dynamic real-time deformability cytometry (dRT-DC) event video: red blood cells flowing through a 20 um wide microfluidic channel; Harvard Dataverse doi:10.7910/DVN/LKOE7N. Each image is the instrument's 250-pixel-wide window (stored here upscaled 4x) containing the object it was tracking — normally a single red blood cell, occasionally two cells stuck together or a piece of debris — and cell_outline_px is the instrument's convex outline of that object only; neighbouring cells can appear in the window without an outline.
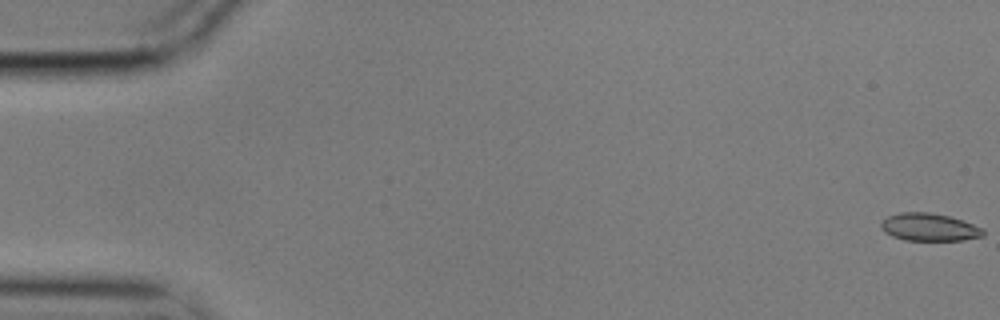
{"species": "common noctule bat (a hibernating species)", "species_latin": "Nyctalus noctula", "temperature_condition": "cold", "stored_images_in_passage": 53, "camera_frame_rate_fps": 3000, "um_per_image_px": 0.085, "animal": {"sex": "male", "body_mass_g": 17.9}, "frame": {"image": 1, "passage_image": 1, "time_ms": 0.0, "image_size_px": [1000, 320], "cell_outline_px": [[984, 236], [964, 240], [904, 240], [892, 236], [884, 232], [880, 228], [880, 220], [888, 216], [900, 212], [928, 212], [948, 216], [984, 228]], "centroid_in_image_um": [78.94, 19.31], "position_along_channel_um": 6.1, "area_um2": 16.53}}
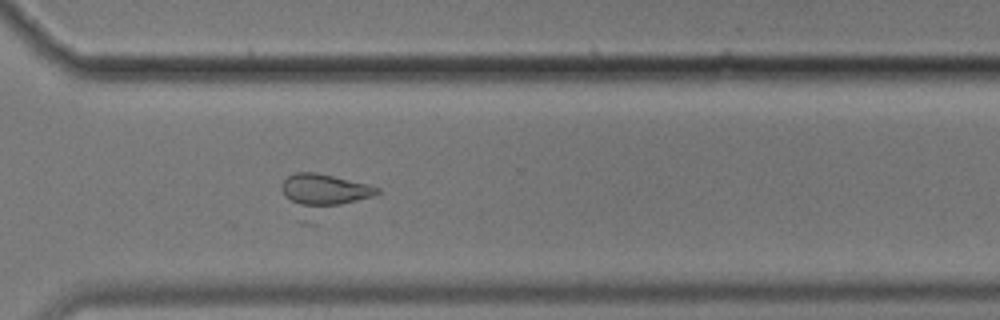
{"frame": {"image": 2, "passage_image": 42, "time_ms": 13.667, "image_size_px": [1000, 320], "cell_outline_px": [[380, 192], [316, 224], [296, 224], [280, 188], [280, 184], [288, 176], [296, 172], [316, 172], [368, 184], [380, 188]], "centroid_in_image_um": [27.37, 16.63], "position_along_channel_um": 343.2, "area_um2": 24.04}}
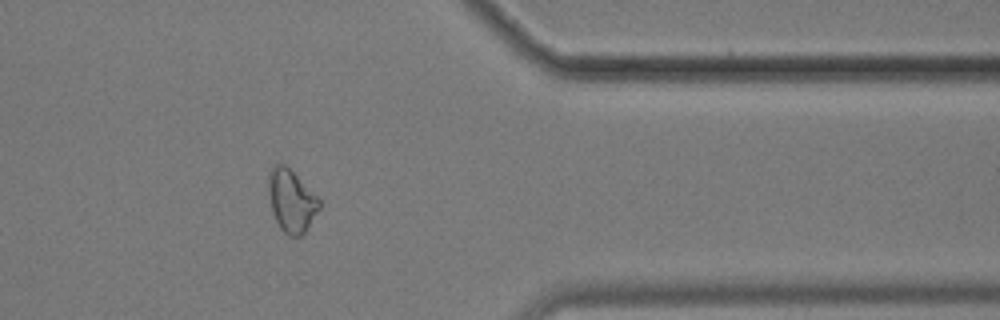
{"frame": {"image": 3, "passage_image": 47, "time_ms": 15.333, "image_size_px": [1000, 320], "cell_outline_px": [[320, 208], [304, 232], [300, 236], [288, 236], [280, 228], [272, 212], [268, 192], [268, 176], [272, 168], [276, 164], [284, 164], [320, 200]], "centroid_in_image_um": [24.74, 17.09], "position_along_channel_um": 386.7, "area_um2": 18.03}}